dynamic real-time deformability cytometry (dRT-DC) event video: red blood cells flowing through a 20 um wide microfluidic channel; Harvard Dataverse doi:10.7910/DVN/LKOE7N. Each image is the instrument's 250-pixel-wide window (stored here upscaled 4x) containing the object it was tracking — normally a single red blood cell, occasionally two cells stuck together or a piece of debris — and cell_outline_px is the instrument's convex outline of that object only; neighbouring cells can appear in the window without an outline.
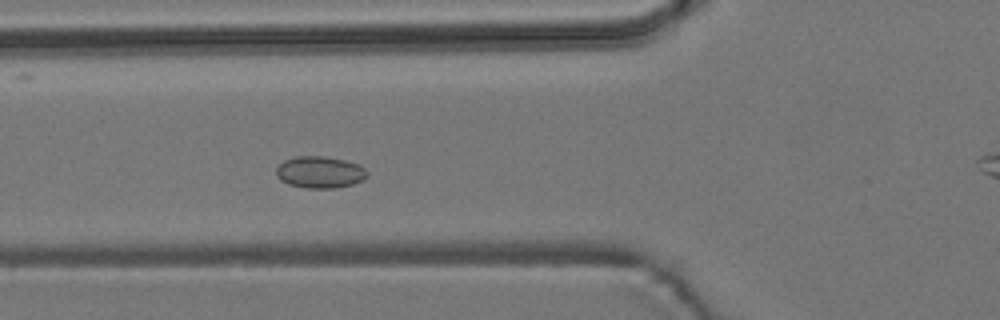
{"species": "common noctule bat (a hibernating species)", "species_latin": "Nyctalus noctula", "temperature_condition": "room temperature", "stored_images_in_passage": 52, "camera_frame_rate_fps": 3000, "um_per_image_px": 0.085, "animal": {"sex": "male", "body_mass_g": 19.2, "forearm_length_mm": 51.8}, "frame": {"image": 1, "passage_image": 16, "time_ms": 5.0, "image_size_px": [1000, 320], "cell_outline_px": [[368, 176], [364, 180], [352, 184], [336, 188], [308, 188], [288, 184], [280, 180], [276, 176], [276, 168], [284, 160], [296, 156], [324, 156], [344, 160], [360, 164], [368, 172]], "centroid_in_image_um": [27.2, 14.63], "position_along_channel_um": 98.6, "area_um2": 16.99}}
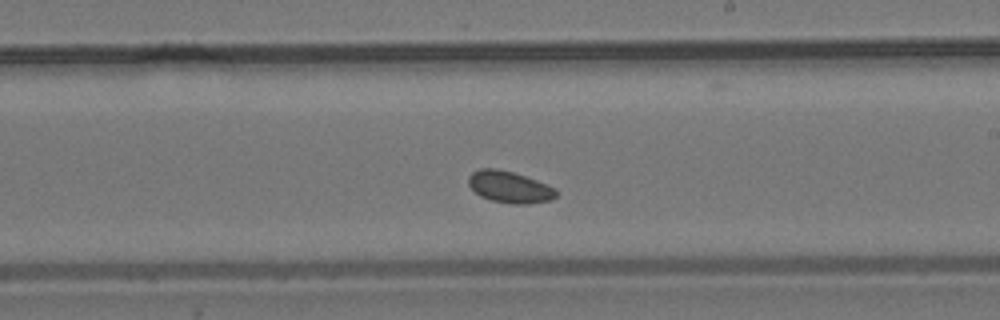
{"frame": {"image": 2, "passage_image": 28, "time_ms": 9.0, "image_size_px": [1000, 320], "cell_outline_px": [[556, 196], [552, 200], [528, 204], [512, 204], [492, 200], [480, 196], [468, 184], [468, 176], [472, 172], [480, 168], [496, 168], [512, 172], [536, 180], [556, 188]], "centroid_in_image_um": [43.31, 15.9], "position_along_channel_um": 245.7, "area_um2": 16.13}}
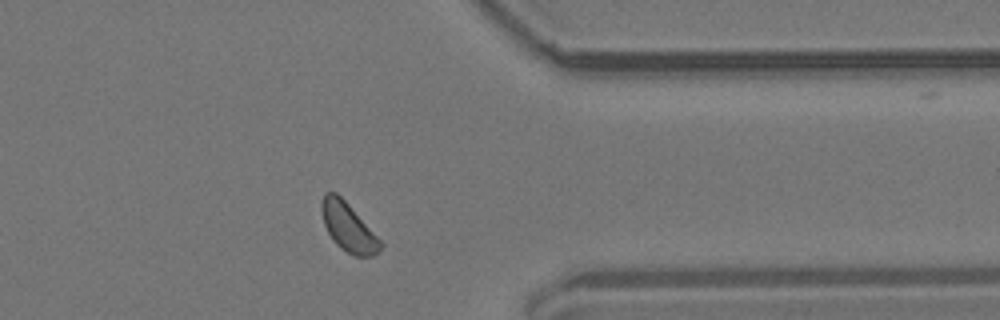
{"frame": {"image": 3, "passage_image": 40, "time_ms": 13.0, "image_size_px": [1000, 320], "cell_outline_px": [[384, 244], [372, 256], [356, 256], [340, 248], [332, 240], [324, 224], [320, 208], [320, 204], [324, 192], [336, 192], [348, 204]], "centroid_in_image_um": [29.56, 19.29], "position_along_channel_um": 381.8, "area_um2": 16.36}, "authors_computed_cell_mechanics": {"area_um2": 16.3574, "velocity_mm_per_s": 3.6747, "shape_relaxation_time_tau1_ms": null, "shape_relaxation_time_tau2_ms": 5.8653, "deformation_change_tau1": null, "deformation_change_tau2": 0.0677}}